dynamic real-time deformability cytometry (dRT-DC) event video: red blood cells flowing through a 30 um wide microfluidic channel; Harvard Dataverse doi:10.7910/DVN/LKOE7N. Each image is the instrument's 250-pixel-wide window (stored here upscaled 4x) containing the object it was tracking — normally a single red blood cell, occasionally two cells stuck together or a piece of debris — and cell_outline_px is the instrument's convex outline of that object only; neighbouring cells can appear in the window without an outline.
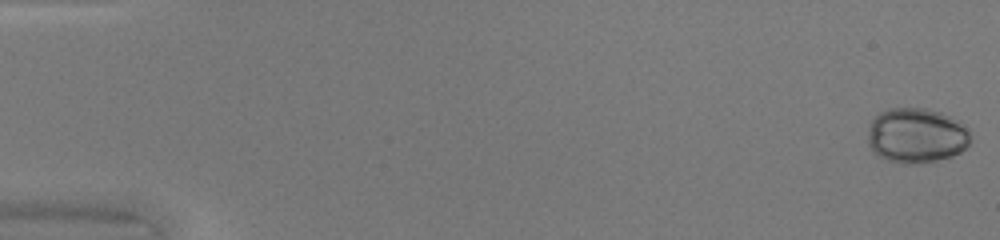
{"species": "common noctule bat (a hibernating species)", "species_latin": "Nyctalus noctula", "temperature_condition": "warm", "stored_images_in_passage": 49, "camera_frame_rate_fps": 3000, "um_per_image_px": 0.085, "animal": {"sex": "female", "body_mass_g": 20.0, "forearm_length_mm": 54.0}, "frame": {"image": 1, "passage_image": 1, "time_ms": 0.0, "image_size_px": [1000, 240], "cell_outline_px": [[968, 144], [960, 152], [952, 156], [936, 160], [912, 164], [904, 164], [888, 160], [880, 156], [868, 144], [868, 132], [872, 120], [880, 112], [888, 108], [924, 108], [940, 112], [960, 120], [968, 132]], "centroid_in_image_um": [77.88, 11.5], "position_along_channel_um": 7.1, "area_um2": 32.6}}
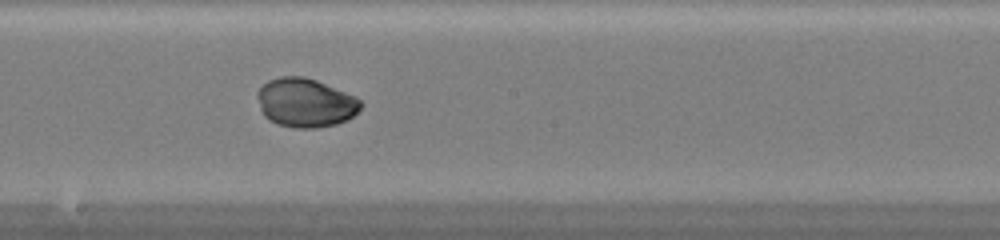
{"frame": {"image": 2, "passage_image": 28, "time_ms": 9.0, "image_size_px": [1000, 240], "cell_outline_px": [[364, 104], [348, 120], [336, 124], [316, 128], [296, 128], [276, 124], [268, 120], [264, 116], [260, 108], [256, 96], [256, 92], [268, 80], [280, 76], [304, 76], [316, 80], [356, 96]], "centroid_in_image_um": [25.95, 8.73], "position_along_channel_um": 222.3, "area_um2": 29.71}}
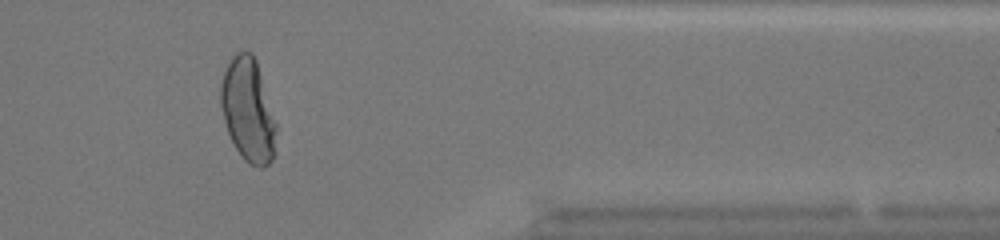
{"frame": {"image": 3, "passage_image": 41, "time_ms": 13.333, "image_size_px": [1000, 240], "cell_outline_px": [[276, 152], [272, 160], [264, 168], [260, 168], [248, 164], [244, 160], [236, 148], [228, 132], [224, 120], [220, 104], [220, 84], [228, 60], [236, 52], [252, 52], [256, 60], [276, 124]], "centroid_in_image_um": [21.08, 9.38], "position_along_channel_um": 390.3, "area_um2": 33.47}}